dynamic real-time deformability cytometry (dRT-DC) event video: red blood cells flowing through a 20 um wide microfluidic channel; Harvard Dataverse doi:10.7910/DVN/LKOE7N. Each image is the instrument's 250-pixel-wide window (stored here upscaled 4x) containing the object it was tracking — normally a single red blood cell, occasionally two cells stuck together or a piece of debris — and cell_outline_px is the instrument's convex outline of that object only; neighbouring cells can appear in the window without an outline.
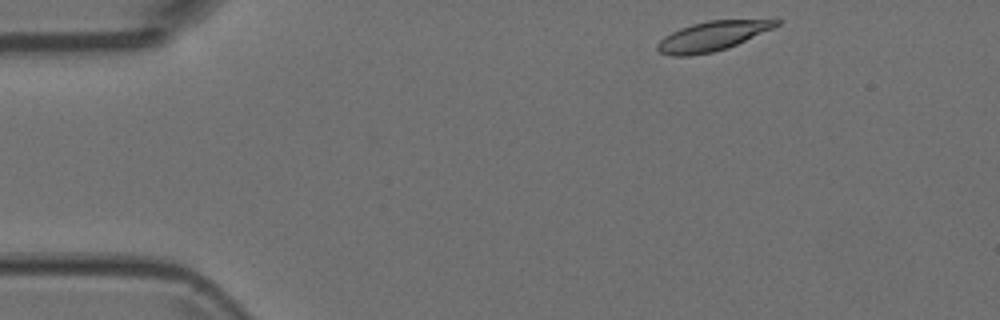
{"species": "Egyptian fruit bat (a non-hibernating species)", "species_latin": "Rousettus aegyptiacus", "temperature_condition": "room temperature", "stored_images_in_passage": 3, "camera_frame_rate_fps": 3000, "um_per_image_px": 0.085, "animal": {"sex": "female"}, "frame": {"image": 1, "passage_image": 1, "time_ms": 0.0, "image_size_px": [1000, 320], "cell_outline_px": [[780, 24], [772, 28], [736, 44], [712, 52], [688, 56], [672, 56], [660, 52], [656, 48], [656, 44], [664, 36], [680, 28], [692, 24], [708, 20], [780, 20]], "centroid_in_image_um": [60.46, 3.07], "position_along_channel_um": 24.5, "area_um2": 19.94}}